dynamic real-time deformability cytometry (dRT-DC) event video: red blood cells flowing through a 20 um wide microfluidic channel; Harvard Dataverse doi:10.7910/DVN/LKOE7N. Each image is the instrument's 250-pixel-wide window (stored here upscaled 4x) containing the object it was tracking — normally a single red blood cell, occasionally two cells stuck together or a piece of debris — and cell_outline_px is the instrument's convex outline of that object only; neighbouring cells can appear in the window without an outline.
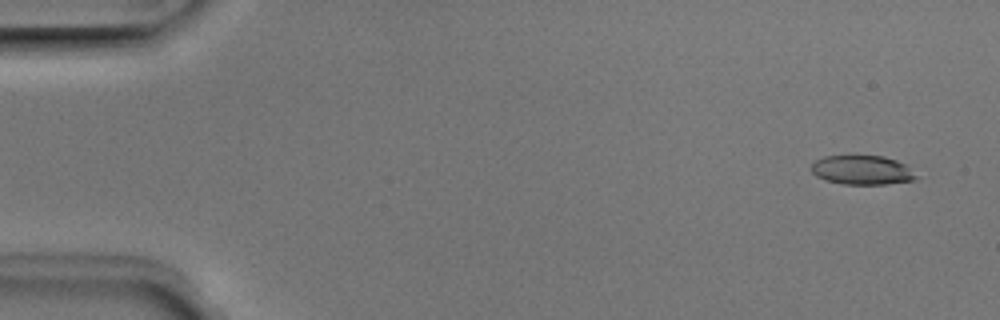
{"species": "Egyptian fruit bat (a non-hibernating species)", "species_latin": "Rousettus aegyptiacus", "temperature_condition": "room temperature", "stored_images_in_passage": 51, "camera_frame_rate_fps": 3000, "um_per_image_px": 0.085, "animal": {"sex": "male"}, "frame": {"image": 1, "passage_image": 3, "time_ms": 0.667, "image_size_px": [1000, 320], "cell_outline_px": [[920, 176], [916, 180], [884, 184], [844, 184], [824, 180], [816, 176], [812, 172], [812, 164], [816, 160], [824, 156], [884, 156], [896, 160], [904, 164]], "centroid_in_image_um": [73.31, 14.46], "position_along_channel_um": 11.7, "area_um2": 17.86}}
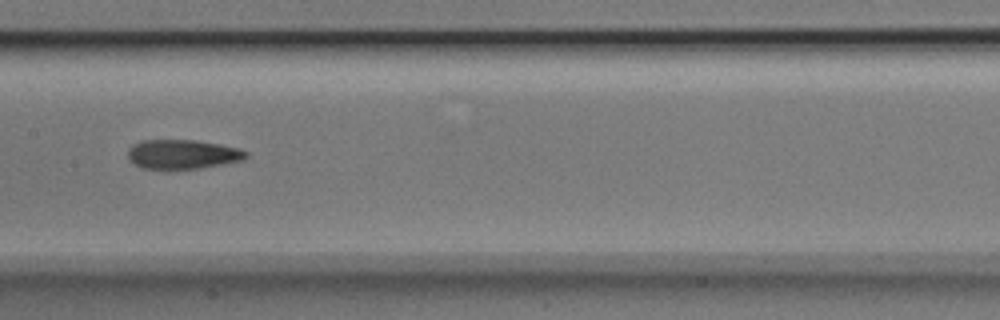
{"frame": {"image": 2, "passage_image": 26, "time_ms": 8.333, "image_size_px": [1000, 320], "cell_outline_px": [[248, 156], [240, 160], [200, 168], [168, 172], [144, 168], [128, 160], [128, 148], [132, 144], [144, 140], [196, 140], [240, 148], [248, 152]], "centroid_in_image_um": [15.46, 13.14], "position_along_channel_um": 191.9, "area_um2": 20.69}}
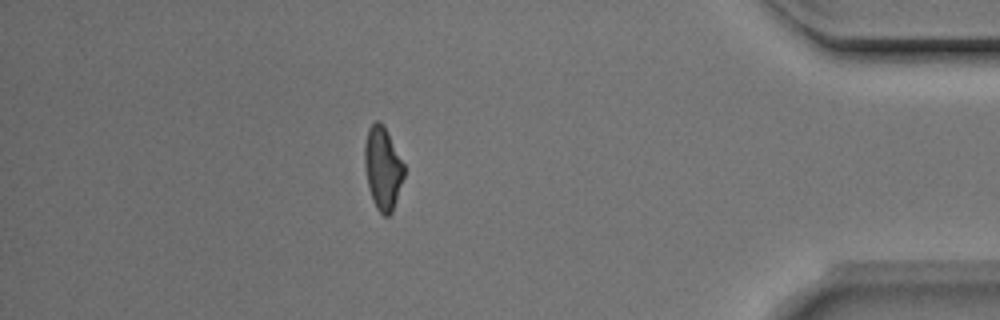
{"frame": {"image": 3, "passage_image": 45, "time_ms": 14.667, "image_size_px": [1000, 320], "cell_outline_px": [[404, 176], [392, 212], [388, 216], [384, 216], [376, 208], [372, 200], [364, 168], [364, 144], [368, 128], [376, 120], [380, 120], [384, 124], [404, 164]], "centroid_in_image_um": [32.52, 14.26], "position_along_channel_um": 402.7, "area_um2": 19.13}, "authors_computed_cell_mechanics": {"area_um2": 19.652, "velocity_mm_per_s": 3.9762, "shape_relaxation_time_tau1_ms": 3.4523, "shape_relaxation_time_tau2_ms": 2.4453, "deformation_change_tau1": 0.1478, "deformation_change_tau2": 0.1022}}